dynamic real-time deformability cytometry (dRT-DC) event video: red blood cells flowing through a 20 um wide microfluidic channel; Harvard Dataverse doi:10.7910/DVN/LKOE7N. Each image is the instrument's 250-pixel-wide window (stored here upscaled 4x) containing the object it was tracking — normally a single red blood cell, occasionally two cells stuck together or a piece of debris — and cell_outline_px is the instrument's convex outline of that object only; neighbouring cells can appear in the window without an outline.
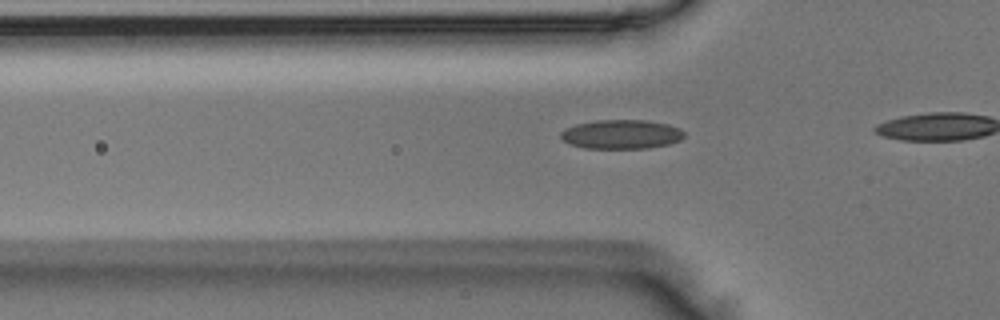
{"species": "Egyptian fruit bat (a non-hibernating species)", "species_latin": "Rousettus aegyptiacus", "temperature_condition": "room temperature", "stored_images_in_passage": 18, "camera_frame_rate_fps": 3000, "um_per_image_px": 0.085, "animal": {"sex": "male"}, "frame": {"image": 1, "passage_image": 13, "time_ms": 4.0, "image_size_px": [1000, 320], "cell_outline_px": [[684, 136], [680, 140], [668, 144], [648, 148], [584, 148], [568, 144], [560, 136], [560, 132], [564, 128], [576, 124], [596, 120], [648, 120], [668, 124], [680, 128], [684, 132]], "centroid_in_image_um": [52.8, 11.41], "position_along_channel_um": 73.0, "area_um2": 21.1}}